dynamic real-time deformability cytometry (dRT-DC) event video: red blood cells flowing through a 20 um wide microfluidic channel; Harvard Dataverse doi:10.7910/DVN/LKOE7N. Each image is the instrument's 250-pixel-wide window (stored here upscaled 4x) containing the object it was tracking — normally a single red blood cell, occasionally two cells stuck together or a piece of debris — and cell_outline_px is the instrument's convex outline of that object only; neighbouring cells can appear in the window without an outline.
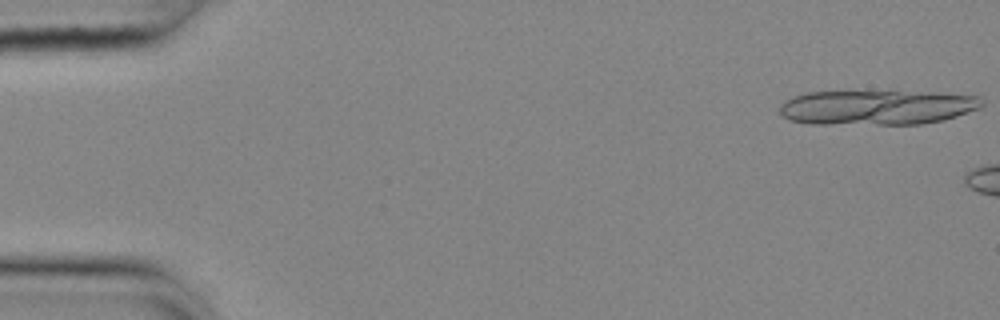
{"species": "common noctule bat (a hibernating species)", "species_latin": "Nyctalus noctula", "temperature_condition": "cold", "stored_images_in_passage": 6, "camera_frame_rate_fps": 3000, "um_per_image_px": 0.085, "animal": {"sex": "female", "body_mass_g": 25.1}, "frame": {"image": 1, "passage_image": 1, "time_ms": 0.0, "image_size_px": [1000, 320], "cell_outline_px": [[984, 104], [980, 108], [944, 120], [920, 124], [812, 124], [792, 120], [784, 116], [780, 112], [780, 108], [788, 100], [796, 96], [808, 92], [936, 92], [980, 96], [984, 100]], "centroid_in_image_um": [74.64, 9.13], "position_along_channel_um": 10.4, "area_um2": 40.75}}